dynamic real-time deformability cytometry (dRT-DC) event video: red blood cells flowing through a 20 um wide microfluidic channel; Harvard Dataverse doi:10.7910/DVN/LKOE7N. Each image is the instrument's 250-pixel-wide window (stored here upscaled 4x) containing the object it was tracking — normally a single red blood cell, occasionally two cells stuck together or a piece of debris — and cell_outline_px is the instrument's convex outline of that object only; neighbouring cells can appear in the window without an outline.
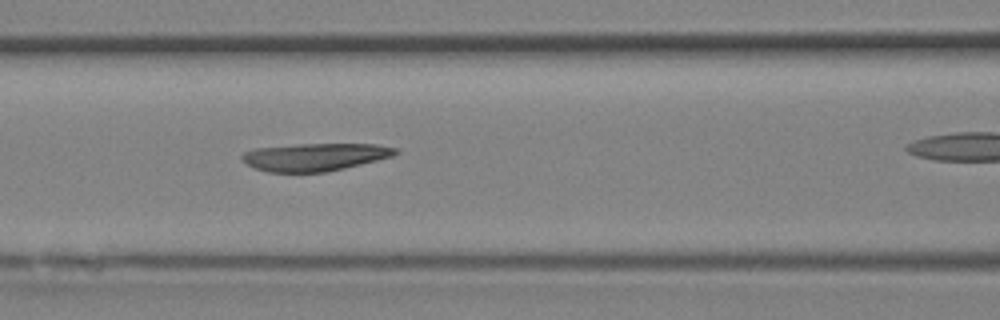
{"species": "Egyptian fruit bat (a non-hibernating species)", "species_latin": "Rousettus aegyptiacus", "temperature_condition": "room temperature", "stored_images_in_passage": 11, "segment_of_instrument_passage": [1, 2], "camera_frame_rate_fps": 3000, "um_per_image_px": 0.085, "animal": {"sex": "female"}, "frame": {"image": 1, "passage_image": 10, "time_ms": 3.0, "image_size_px": [1000, 320], "cell_outline_px": [[400, 152], [392, 156], [344, 168], [324, 172], [268, 172], [256, 168], [248, 164], [240, 156], [244, 152], [252, 148], [296, 144], [376, 144], [400, 148]], "centroid_in_image_um": [26.78, 13.33], "position_along_channel_um": 139.8, "area_um2": 24.74}}